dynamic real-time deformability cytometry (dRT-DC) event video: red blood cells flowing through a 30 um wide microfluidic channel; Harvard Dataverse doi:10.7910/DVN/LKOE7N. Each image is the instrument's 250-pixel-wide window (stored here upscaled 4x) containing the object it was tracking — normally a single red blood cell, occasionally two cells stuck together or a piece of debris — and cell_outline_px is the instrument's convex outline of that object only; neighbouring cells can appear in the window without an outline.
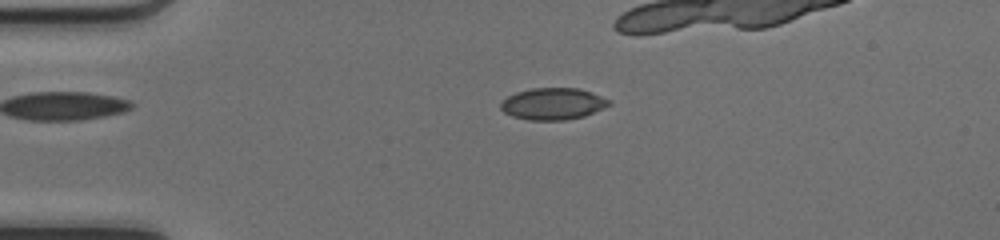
{"species": "common noctule bat (a hibernating species)", "species_latin": "Nyctalus noctula", "temperature_condition": "cold", "stored_images_in_passage": 29, "camera_frame_rate_fps": 3000, "um_per_image_px": 0.085, "animal": {"sex": "female", "body_mass_g": 17.0, "forearm_length_mm": 48.0}, "frame": {"image": 1, "passage_image": 1, "time_ms": 0.0, "image_size_px": [1000, 240], "cell_outline_px": [[612, 104], [604, 108], [584, 116], [564, 120], [528, 120], [512, 116], [504, 112], [500, 108], [500, 104], [508, 96], [516, 92], [532, 88], [580, 88], [592, 92], [612, 100]], "centroid_in_image_um": [47.03, 8.82], "position_along_channel_um": 38.0, "area_um2": 20.17}}
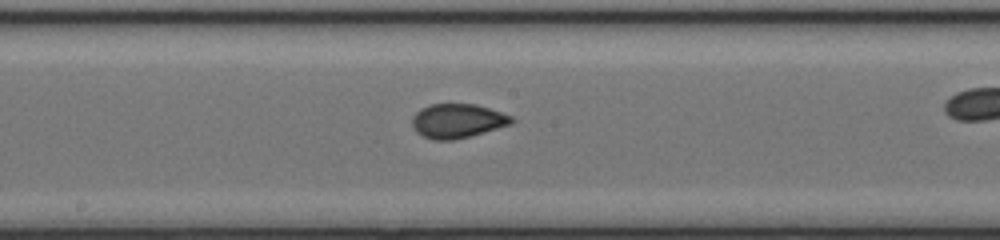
{"frame": {"image": 2, "passage_image": 16, "time_ms": 5.0, "image_size_px": [1000, 240], "cell_outline_px": [[516, 120], [512, 124], [456, 140], [432, 140], [416, 132], [412, 124], [412, 116], [420, 108], [432, 104], [476, 104], [512, 116]], "centroid_in_image_um": [38.88, 10.28], "position_along_channel_um": 209.3, "area_um2": 19.88}}
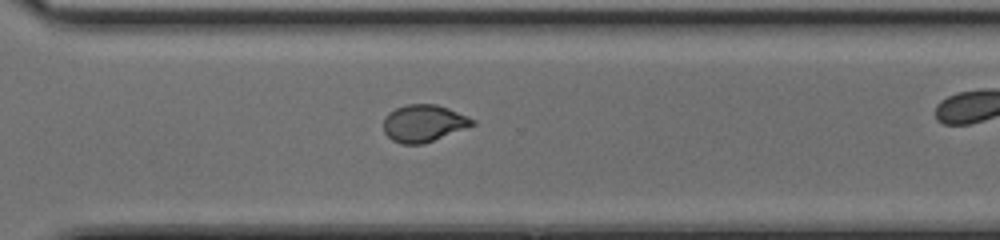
{"frame": {"image": 3, "passage_image": 25, "time_ms": 8.0, "image_size_px": [1000, 240], "cell_outline_px": [[476, 124], [424, 144], [400, 144], [392, 140], [384, 132], [384, 116], [388, 112], [396, 108], [408, 104], [436, 104], [448, 108], [468, 116], [476, 120]], "centroid_in_image_um": [36.01, 10.48], "position_along_channel_um": 334.6, "area_um2": 19.31}}